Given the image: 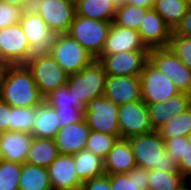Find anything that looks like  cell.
<instances>
[{
	"mask_svg": "<svg viewBox=\"0 0 191 190\" xmlns=\"http://www.w3.org/2000/svg\"><path fill=\"white\" fill-rule=\"evenodd\" d=\"M0 100L12 107H36L44 97L26 65H6L0 83Z\"/></svg>",
	"mask_w": 191,
	"mask_h": 190,
	"instance_id": "obj_1",
	"label": "cell"
},
{
	"mask_svg": "<svg viewBox=\"0 0 191 190\" xmlns=\"http://www.w3.org/2000/svg\"><path fill=\"white\" fill-rule=\"evenodd\" d=\"M128 140L132 147L136 166L148 170L179 172L173 158L166 153L165 139L158 131L137 135Z\"/></svg>",
	"mask_w": 191,
	"mask_h": 190,
	"instance_id": "obj_2",
	"label": "cell"
},
{
	"mask_svg": "<svg viewBox=\"0 0 191 190\" xmlns=\"http://www.w3.org/2000/svg\"><path fill=\"white\" fill-rule=\"evenodd\" d=\"M31 71L41 95L67 85L68 73L56 62L49 52L34 53L25 63Z\"/></svg>",
	"mask_w": 191,
	"mask_h": 190,
	"instance_id": "obj_3",
	"label": "cell"
},
{
	"mask_svg": "<svg viewBox=\"0 0 191 190\" xmlns=\"http://www.w3.org/2000/svg\"><path fill=\"white\" fill-rule=\"evenodd\" d=\"M112 22L75 15L67 34L97 59L105 46Z\"/></svg>",
	"mask_w": 191,
	"mask_h": 190,
	"instance_id": "obj_4",
	"label": "cell"
},
{
	"mask_svg": "<svg viewBox=\"0 0 191 190\" xmlns=\"http://www.w3.org/2000/svg\"><path fill=\"white\" fill-rule=\"evenodd\" d=\"M106 78L102 64L95 59L80 72L69 74L67 85L73 90L76 102L86 106L94 98L104 95Z\"/></svg>",
	"mask_w": 191,
	"mask_h": 190,
	"instance_id": "obj_5",
	"label": "cell"
},
{
	"mask_svg": "<svg viewBox=\"0 0 191 190\" xmlns=\"http://www.w3.org/2000/svg\"><path fill=\"white\" fill-rule=\"evenodd\" d=\"M48 52L68 74L80 72L95 60L89 52L67 33L54 34Z\"/></svg>",
	"mask_w": 191,
	"mask_h": 190,
	"instance_id": "obj_6",
	"label": "cell"
},
{
	"mask_svg": "<svg viewBox=\"0 0 191 190\" xmlns=\"http://www.w3.org/2000/svg\"><path fill=\"white\" fill-rule=\"evenodd\" d=\"M118 108L119 105L103 95L87 103L84 119L92 131L120 136Z\"/></svg>",
	"mask_w": 191,
	"mask_h": 190,
	"instance_id": "obj_7",
	"label": "cell"
},
{
	"mask_svg": "<svg viewBox=\"0 0 191 190\" xmlns=\"http://www.w3.org/2000/svg\"><path fill=\"white\" fill-rule=\"evenodd\" d=\"M34 54L20 23L0 29V62L4 65H25Z\"/></svg>",
	"mask_w": 191,
	"mask_h": 190,
	"instance_id": "obj_8",
	"label": "cell"
},
{
	"mask_svg": "<svg viewBox=\"0 0 191 190\" xmlns=\"http://www.w3.org/2000/svg\"><path fill=\"white\" fill-rule=\"evenodd\" d=\"M32 9L54 34L67 33L76 15L75 0H35Z\"/></svg>",
	"mask_w": 191,
	"mask_h": 190,
	"instance_id": "obj_9",
	"label": "cell"
},
{
	"mask_svg": "<svg viewBox=\"0 0 191 190\" xmlns=\"http://www.w3.org/2000/svg\"><path fill=\"white\" fill-rule=\"evenodd\" d=\"M148 59L173 81L180 92L191 94V70L169 47L149 49Z\"/></svg>",
	"mask_w": 191,
	"mask_h": 190,
	"instance_id": "obj_10",
	"label": "cell"
},
{
	"mask_svg": "<svg viewBox=\"0 0 191 190\" xmlns=\"http://www.w3.org/2000/svg\"><path fill=\"white\" fill-rule=\"evenodd\" d=\"M139 77L142 100L145 103H161L180 92L173 81L165 73L160 71L149 59L144 64Z\"/></svg>",
	"mask_w": 191,
	"mask_h": 190,
	"instance_id": "obj_11",
	"label": "cell"
},
{
	"mask_svg": "<svg viewBox=\"0 0 191 190\" xmlns=\"http://www.w3.org/2000/svg\"><path fill=\"white\" fill-rule=\"evenodd\" d=\"M118 121L120 138L129 139L153 131L148 109L143 100L119 105Z\"/></svg>",
	"mask_w": 191,
	"mask_h": 190,
	"instance_id": "obj_12",
	"label": "cell"
},
{
	"mask_svg": "<svg viewBox=\"0 0 191 190\" xmlns=\"http://www.w3.org/2000/svg\"><path fill=\"white\" fill-rule=\"evenodd\" d=\"M149 51H126L118 54H101L97 60L107 76H139L148 60Z\"/></svg>",
	"mask_w": 191,
	"mask_h": 190,
	"instance_id": "obj_13",
	"label": "cell"
},
{
	"mask_svg": "<svg viewBox=\"0 0 191 190\" xmlns=\"http://www.w3.org/2000/svg\"><path fill=\"white\" fill-rule=\"evenodd\" d=\"M19 23L34 53L49 51L54 33L33 9L24 10Z\"/></svg>",
	"mask_w": 191,
	"mask_h": 190,
	"instance_id": "obj_14",
	"label": "cell"
},
{
	"mask_svg": "<svg viewBox=\"0 0 191 190\" xmlns=\"http://www.w3.org/2000/svg\"><path fill=\"white\" fill-rule=\"evenodd\" d=\"M153 131H158L164 124L191 107V94L179 92L161 103H146Z\"/></svg>",
	"mask_w": 191,
	"mask_h": 190,
	"instance_id": "obj_15",
	"label": "cell"
},
{
	"mask_svg": "<svg viewBox=\"0 0 191 190\" xmlns=\"http://www.w3.org/2000/svg\"><path fill=\"white\" fill-rule=\"evenodd\" d=\"M138 32L148 49L168 47L173 31L164 19L153 9H149L141 20Z\"/></svg>",
	"mask_w": 191,
	"mask_h": 190,
	"instance_id": "obj_16",
	"label": "cell"
},
{
	"mask_svg": "<svg viewBox=\"0 0 191 190\" xmlns=\"http://www.w3.org/2000/svg\"><path fill=\"white\" fill-rule=\"evenodd\" d=\"M52 190H76L83 182L74 164V155L60 154L47 168Z\"/></svg>",
	"mask_w": 191,
	"mask_h": 190,
	"instance_id": "obj_17",
	"label": "cell"
},
{
	"mask_svg": "<svg viewBox=\"0 0 191 190\" xmlns=\"http://www.w3.org/2000/svg\"><path fill=\"white\" fill-rule=\"evenodd\" d=\"M104 96L117 105L142 100L139 76H107Z\"/></svg>",
	"mask_w": 191,
	"mask_h": 190,
	"instance_id": "obj_18",
	"label": "cell"
},
{
	"mask_svg": "<svg viewBox=\"0 0 191 190\" xmlns=\"http://www.w3.org/2000/svg\"><path fill=\"white\" fill-rule=\"evenodd\" d=\"M126 51H149L138 30L118 26L112 22L101 54H118Z\"/></svg>",
	"mask_w": 191,
	"mask_h": 190,
	"instance_id": "obj_19",
	"label": "cell"
},
{
	"mask_svg": "<svg viewBox=\"0 0 191 190\" xmlns=\"http://www.w3.org/2000/svg\"><path fill=\"white\" fill-rule=\"evenodd\" d=\"M90 131L85 119L61 127L54 138L59 153L74 155L85 149Z\"/></svg>",
	"mask_w": 191,
	"mask_h": 190,
	"instance_id": "obj_20",
	"label": "cell"
},
{
	"mask_svg": "<svg viewBox=\"0 0 191 190\" xmlns=\"http://www.w3.org/2000/svg\"><path fill=\"white\" fill-rule=\"evenodd\" d=\"M34 136L31 133L7 131L0 133V150L6 161L25 163L31 142Z\"/></svg>",
	"mask_w": 191,
	"mask_h": 190,
	"instance_id": "obj_21",
	"label": "cell"
},
{
	"mask_svg": "<svg viewBox=\"0 0 191 190\" xmlns=\"http://www.w3.org/2000/svg\"><path fill=\"white\" fill-rule=\"evenodd\" d=\"M135 166L129 140L119 138L104 159L105 174L128 173Z\"/></svg>",
	"mask_w": 191,
	"mask_h": 190,
	"instance_id": "obj_22",
	"label": "cell"
},
{
	"mask_svg": "<svg viewBox=\"0 0 191 190\" xmlns=\"http://www.w3.org/2000/svg\"><path fill=\"white\" fill-rule=\"evenodd\" d=\"M60 128L59 116L51 105L43 101L36 106V119L31 133L34 137L54 139Z\"/></svg>",
	"mask_w": 191,
	"mask_h": 190,
	"instance_id": "obj_23",
	"label": "cell"
},
{
	"mask_svg": "<svg viewBox=\"0 0 191 190\" xmlns=\"http://www.w3.org/2000/svg\"><path fill=\"white\" fill-rule=\"evenodd\" d=\"M76 15L114 22L116 8L112 0H75Z\"/></svg>",
	"mask_w": 191,
	"mask_h": 190,
	"instance_id": "obj_24",
	"label": "cell"
},
{
	"mask_svg": "<svg viewBox=\"0 0 191 190\" xmlns=\"http://www.w3.org/2000/svg\"><path fill=\"white\" fill-rule=\"evenodd\" d=\"M60 155L54 139L34 137L28 156L27 163L48 168L49 165Z\"/></svg>",
	"mask_w": 191,
	"mask_h": 190,
	"instance_id": "obj_25",
	"label": "cell"
},
{
	"mask_svg": "<svg viewBox=\"0 0 191 190\" xmlns=\"http://www.w3.org/2000/svg\"><path fill=\"white\" fill-rule=\"evenodd\" d=\"M75 171L82 182L105 174L104 160L87 149L74 154Z\"/></svg>",
	"mask_w": 191,
	"mask_h": 190,
	"instance_id": "obj_26",
	"label": "cell"
},
{
	"mask_svg": "<svg viewBox=\"0 0 191 190\" xmlns=\"http://www.w3.org/2000/svg\"><path fill=\"white\" fill-rule=\"evenodd\" d=\"M19 190H52L47 168L23 163L19 178Z\"/></svg>",
	"mask_w": 191,
	"mask_h": 190,
	"instance_id": "obj_27",
	"label": "cell"
},
{
	"mask_svg": "<svg viewBox=\"0 0 191 190\" xmlns=\"http://www.w3.org/2000/svg\"><path fill=\"white\" fill-rule=\"evenodd\" d=\"M189 6V0H155L153 9L173 31L181 22Z\"/></svg>",
	"mask_w": 191,
	"mask_h": 190,
	"instance_id": "obj_28",
	"label": "cell"
},
{
	"mask_svg": "<svg viewBox=\"0 0 191 190\" xmlns=\"http://www.w3.org/2000/svg\"><path fill=\"white\" fill-rule=\"evenodd\" d=\"M187 182L180 172L149 170V190H188Z\"/></svg>",
	"mask_w": 191,
	"mask_h": 190,
	"instance_id": "obj_29",
	"label": "cell"
},
{
	"mask_svg": "<svg viewBox=\"0 0 191 190\" xmlns=\"http://www.w3.org/2000/svg\"><path fill=\"white\" fill-rule=\"evenodd\" d=\"M191 131V107L183 113L173 117L172 120L164 124L159 130L161 137L171 139L175 137H188Z\"/></svg>",
	"mask_w": 191,
	"mask_h": 190,
	"instance_id": "obj_30",
	"label": "cell"
},
{
	"mask_svg": "<svg viewBox=\"0 0 191 190\" xmlns=\"http://www.w3.org/2000/svg\"><path fill=\"white\" fill-rule=\"evenodd\" d=\"M36 119V107H12L10 111V131L32 133Z\"/></svg>",
	"mask_w": 191,
	"mask_h": 190,
	"instance_id": "obj_31",
	"label": "cell"
},
{
	"mask_svg": "<svg viewBox=\"0 0 191 190\" xmlns=\"http://www.w3.org/2000/svg\"><path fill=\"white\" fill-rule=\"evenodd\" d=\"M148 10V8L137 7L127 3L123 7L116 9L114 23L118 26L138 30L140 22Z\"/></svg>",
	"mask_w": 191,
	"mask_h": 190,
	"instance_id": "obj_32",
	"label": "cell"
},
{
	"mask_svg": "<svg viewBox=\"0 0 191 190\" xmlns=\"http://www.w3.org/2000/svg\"><path fill=\"white\" fill-rule=\"evenodd\" d=\"M119 138L120 136L91 130L85 149L104 160Z\"/></svg>",
	"mask_w": 191,
	"mask_h": 190,
	"instance_id": "obj_33",
	"label": "cell"
},
{
	"mask_svg": "<svg viewBox=\"0 0 191 190\" xmlns=\"http://www.w3.org/2000/svg\"><path fill=\"white\" fill-rule=\"evenodd\" d=\"M22 164L3 160L0 163V190H19Z\"/></svg>",
	"mask_w": 191,
	"mask_h": 190,
	"instance_id": "obj_34",
	"label": "cell"
},
{
	"mask_svg": "<svg viewBox=\"0 0 191 190\" xmlns=\"http://www.w3.org/2000/svg\"><path fill=\"white\" fill-rule=\"evenodd\" d=\"M44 101L52 107H77L83 111L85 110L82 102H76L73 90L68 85L51 91L44 97Z\"/></svg>",
	"mask_w": 191,
	"mask_h": 190,
	"instance_id": "obj_35",
	"label": "cell"
},
{
	"mask_svg": "<svg viewBox=\"0 0 191 190\" xmlns=\"http://www.w3.org/2000/svg\"><path fill=\"white\" fill-rule=\"evenodd\" d=\"M168 47L191 70V37L172 35Z\"/></svg>",
	"mask_w": 191,
	"mask_h": 190,
	"instance_id": "obj_36",
	"label": "cell"
},
{
	"mask_svg": "<svg viewBox=\"0 0 191 190\" xmlns=\"http://www.w3.org/2000/svg\"><path fill=\"white\" fill-rule=\"evenodd\" d=\"M23 11L19 6L0 1V29L19 23Z\"/></svg>",
	"mask_w": 191,
	"mask_h": 190,
	"instance_id": "obj_37",
	"label": "cell"
},
{
	"mask_svg": "<svg viewBox=\"0 0 191 190\" xmlns=\"http://www.w3.org/2000/svg\"><path fill=\"white\" fill-rule=\"evenodd\" d=\"M188 142V137H175L165 140L166 153L173 158L176 164L185 156L186 143Z\"/></svg>",
	"mask_w": 191,
	"mask_h": 190,
	"instance_id": "obj_38",
	"label": "cell"
},
{
	"mask_svg": "<svg viewBox=\"0 0 191 190\" xmlns=\"http://www.w3.org/2000/svg\"><path fill=\"white\" fill-rule=\"evenodd\" d=\"M59 116L61 127H65L70 123L80 122L84 119V111L77 107H53Z\"/></svg>",
	"mask_w": 191,
	"mask_h": 190,
	"instance_id": "obj_39",
	"label": "cell"
},
{
	"mask_svg": "<svg viewBox=\"0 0 191 190\" xmlns=\"http://www.w3.org/2000/svg\"><path fill=\"white\" fill-rule=\"evenodd\" d=\"M109 180L112 190H141L140 185L126 173L109 174Z\"/></svg>",
	"mask_w": 191,
	"mask_h": 190,
	"instance_id": "obj_40",
	"label": "cell"
},
{
	"mask_svg": "<svg viewBox=\"0 0 191 190\" xmlns=\"http://www.w3.org/2000/svg\"><path fill=\"white\" fill-rule=\"evenodd\" d=\"M130 179L140 185L141 190H149V170L144 167L135 166L128 173Z\"/></svg>",
	"mask_w": 191,
	"mask_h": 190,
	"instance_id": "obj_41",
	"label": "cell"
},
{
	"mask_svg": "<svg viewBox=\"0 0 191 190\" xmlns=\"http://www.w3.org/2000/svg\"><path fill=\"white\" fill-rule=\"evenodd\" d=\"M81 188L83 190H112L109 174L87 180L83 182Z\"/></svg>",
	"mask_w": 191,
	"mask_h": 190,
	"instance_id": "obj_42",
	"label": "cell"
},
{
	"mask_svg": "<svg viewBox=\"0 0 191 190\" xmlns=\"http://www.w3.org/2000/svg\"><path fill=\"white\" fill-rule=\"evenodd\" d=\"M172 35L191 37V3H189L185 15L182 17L181 22L173 30Z\"/></svg>",
	"mask_w": 191,
	"mask_h": 190,
	"instance_id": "obj_43",
	"label": "cell"
},
{
	"mask_svg": "<svg viewBox=\"0 0 191 190\" xmlns=\"http://www.w3.org/2000/svg\"><path fill=\"white\" fill-rule=\"evenodd\" d=\"M178 171L183 175L186 179L191 176V143H186V151L185 156L181 158L179 163L177 164Z\"/></svg>",
	"mask_w": 191,
	"mask_h": 190,
	"instance_id": "obj_44",
	"label": "cell"
},
{
	"mask_svg": "<svg viewBox=\"0 0 191 190\" xmlns=\"http://www.w3.org/2000/svg\"><path fill=\"white\" fill-rule=\"evenodd\" d=\"M11 105L0 100V133L9 131Z\"/></svg>",
	"mask_w": 191,
	"mask_h": 190,
	"instance_id": "obj_45",
	"label": "cell"
},
{
	"mask_svg": "<svg viewBox=\"0 0 191 190\" xmlns=\"http://www.w3.org/2000/svg\"><path fill=\"white\" fill-rule=\"evenodd\" d=\"M0 1L8 3L10 5L12 4L19 6L23 10H26V9H32L35 0H0Z\"/></svg>",
	"mask_w": 191,
	"mask_h": 190,
	"instance_id": "obj_46",
	"label": "cell"
},
{
	"mask_svg": "<svg viewBox=\"0 0 191 190\" xmlns=\"http://www.w3.org/2000/svg\"><path fill=\"white\" fill-rule=\"evenodd\" d=\"M155 0H127L128 4L135 5L137 7H143L151 9L154 5Z\"/></svg>",
	"mask_w": 191,
	"mask_h": 190,
	"instance_id": "obj_47",
	"label": "cell"
},
{
	"mask_svg": "<svg viewBox=\"0 0 191 190\" xmlns=\"http://www.w3.org/2000/svg\"><path fill=\"white\" fill-rule=\"evenodd\" d=\"M115 8H120V7H123L124 5L127 4V0H112Z\"/></svg>",
	"mask_w": 191,
	"mask_h": 190,
	"instance_id": "obj_48",
	"label": "cell"
},
{
	"mask_svg": "<svg viewBox=\"0 0 191 190\" xmlns=\"http://www.w3.org/2000/svg\"><path fill=\"white\" fill-rule=\"evenodd\" d=\"M5 67H6V65H4V64H2L0 62V83H1V79H2V76H3V72L5 70Z\"/></svg>",
	"mask_w": 191,
	"mask_h": 190,
	"instance_id": "obj_49",
	"label": "cell"
},
{
	"mask_svg": "<svg viewBox=\"0 0 191 190\" xmlns=\"http://www.w3.org/2000/svg\"><path fill=\"white\" fill-rule=\"evenodd\" d=\"M4 159H3V157H2V152H1V150H0V163L3 161Z\"/></svg>",
	"mask_w": 191,
	"mask_h": 190,
	"instance_id": "obj_50",
	"label": "cell"
},
{
	"mask_svg": "<svg viewBox=\"0 0 191 190\" xmlns=\"http://www.w3.org/2000/svg\"><path fill=\"white\" fill-rule=\"evenodd\" d=\"M188 139H189V142L191 143V131H190V133L188 135Z\"/></svg>",
	"mask_w": 191,
	"mask_h": 190,
	"instance_id": "obj_51",
	"label": "cell"
}]
</instances>
